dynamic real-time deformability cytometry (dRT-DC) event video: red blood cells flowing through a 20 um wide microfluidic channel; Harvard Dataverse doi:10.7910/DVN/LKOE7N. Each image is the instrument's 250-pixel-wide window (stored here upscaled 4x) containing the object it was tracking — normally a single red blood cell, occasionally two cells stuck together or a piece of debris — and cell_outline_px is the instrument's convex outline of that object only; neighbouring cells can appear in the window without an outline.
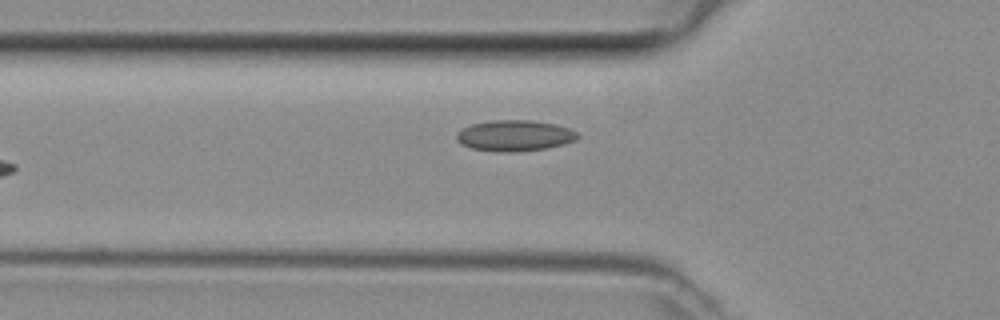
{"species": "common noctule bat (a hibernating species)", "species_latin": "Nyctalus noctula", "temperature_condition": "room temperature", "stored_images_in_passage": 6, "camera_frame_rate_fps": 3000, "um_per_image_px": 0.085, "animal": {"sex": "female", "body_mass_g": 29.2, "forearm_length_mm": 56.3}, "frame": {"image": 1, "passage_image": 6, "time_ms": 1.667, "image_size_px": [1000, 320], "cell_outline_px": [[580, 136], [576, 140], [564, 144], [544, 148], [512, 152], [496, 152], [472, 148], [460, 144], [456, 140], [456, 132], [472, 124], [492, 120], [532, 120], [556, 124], [568, 128], [576, 132]], "centroid_in_image_um": [43.73, 11.52], "position_along_channel_um": 82.1, "area_um2": 21.85}}